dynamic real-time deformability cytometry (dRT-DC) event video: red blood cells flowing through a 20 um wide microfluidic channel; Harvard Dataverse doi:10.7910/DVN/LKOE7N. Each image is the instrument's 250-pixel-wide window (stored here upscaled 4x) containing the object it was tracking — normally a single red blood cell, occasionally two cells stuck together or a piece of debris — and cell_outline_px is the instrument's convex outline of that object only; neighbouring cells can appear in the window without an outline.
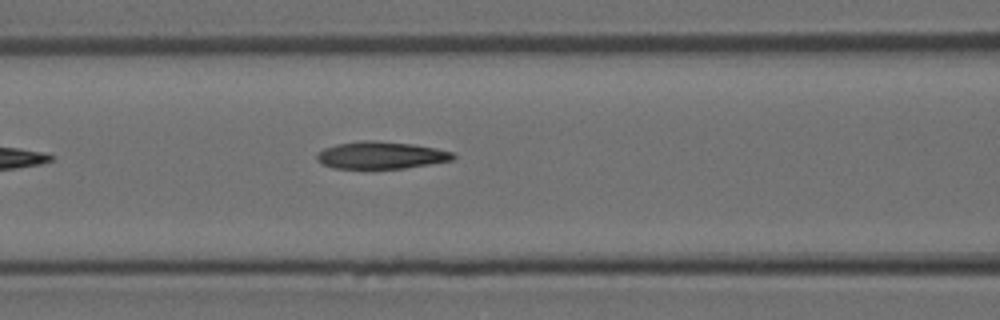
{"species": "Egyptian fruit bat (a non-hibernating species)", "species_latin": "Rousettus aegyptiacus", "temperature_condition": "room temperature", "stored_images_in_passage": 5, "camera_frame_rate_fps": 3000, "um_per_image_px": 0.085, "animal": {"sex": "female"}, "frame": {"image": 1, "passage_image": 5, "time_ms": 1.333, "image_size_px": [1000, 320], "cell_outline_px": [[456, 156], [452, 160], [404, 168], [332, 168], [320, 164], [316, 160], [316, 156], [324, 148], [336, 144], [364, 140], [376, 140], [412, 144], [436, 148], [452, 152]], "centroid_in_image_um": [32.35, 13.19], "position_along_channel_um": 134.3, "area_um2": 21.56}}